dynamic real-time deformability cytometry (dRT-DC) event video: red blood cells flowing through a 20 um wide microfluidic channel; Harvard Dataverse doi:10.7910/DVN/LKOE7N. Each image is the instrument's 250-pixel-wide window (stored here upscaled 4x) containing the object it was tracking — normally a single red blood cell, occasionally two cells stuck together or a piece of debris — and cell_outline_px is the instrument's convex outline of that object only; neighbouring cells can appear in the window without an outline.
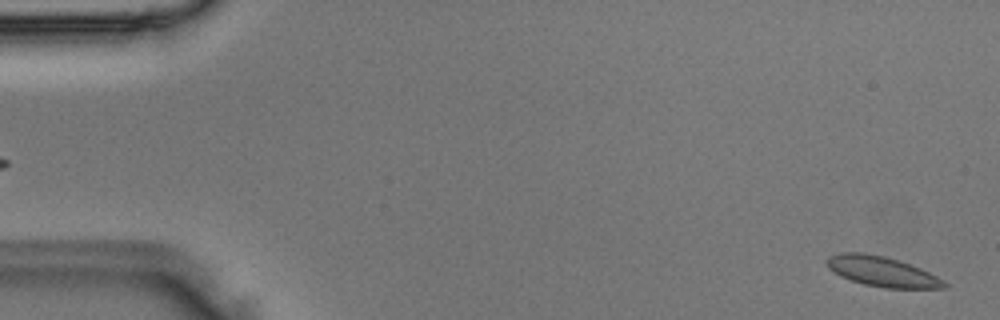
{"species": "Egyptian fruit bat (a non-hibernating species)", "species_latin": "Rousettus aegyptiacus", "temperature_condition": "room temperature", "stored_images_in_passage": 6, "segment_of_instrument_passage": [2, 2], "camera_frame_rate_fps": 3000, "um_per_image_px": 0.085, "animal": {"sex": "male"}, "frame": {"image": 1, "passage_image": 6, "time_ms": 1.667, "image_size_px": [1000, 320], "cell_outline_px": [[948, 288], [884, 288], [864, 284], [840, 276], [828, 268], [824, 260], [828, 256], [840, 252], [864, 252], [884, 256], [900, 260], [920, 268], [944, 280], [948, 284]], "centroid_in_image_um": [74.95, 23.06], "position_along_channel_um": 10.1, "area_um2": 20.75}}